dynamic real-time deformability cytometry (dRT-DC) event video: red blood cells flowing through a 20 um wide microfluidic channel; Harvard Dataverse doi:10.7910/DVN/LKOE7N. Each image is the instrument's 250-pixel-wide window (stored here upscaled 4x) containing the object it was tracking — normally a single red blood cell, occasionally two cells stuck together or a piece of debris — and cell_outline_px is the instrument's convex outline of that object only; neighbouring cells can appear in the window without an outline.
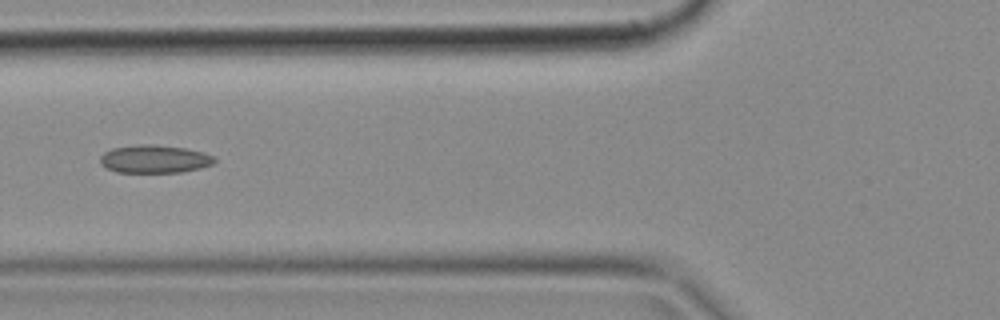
{"species": "common noctule bat (a hibernating species)", "species_latin": "Nyctalus noctula", "temperature_condition": "cold", "stored_images_in_passage": 37, "camera_frame_rate_fps": 3000, "um_per_image_px": 0.085, "animal": {"sex": "female", "body_mass_g": 18.4}, "frame": {"image": 1, "passage_image": 6, "time_ms": 1.667, "image_size_px": [1000, 320], "cell_outline_px": [[216, 160], [212, 164], [200, 168], [180, 172], [116, 172], [100, 164], [100, 156], [104, 152], [112, 148], [140, 144], [152, 144], [184, 148], [204, 152], [216, 156]], "centroid_in_image_um": [13.14, 13.51], "position_along_channel_um": 112.7, "area_um2": 18.67}}